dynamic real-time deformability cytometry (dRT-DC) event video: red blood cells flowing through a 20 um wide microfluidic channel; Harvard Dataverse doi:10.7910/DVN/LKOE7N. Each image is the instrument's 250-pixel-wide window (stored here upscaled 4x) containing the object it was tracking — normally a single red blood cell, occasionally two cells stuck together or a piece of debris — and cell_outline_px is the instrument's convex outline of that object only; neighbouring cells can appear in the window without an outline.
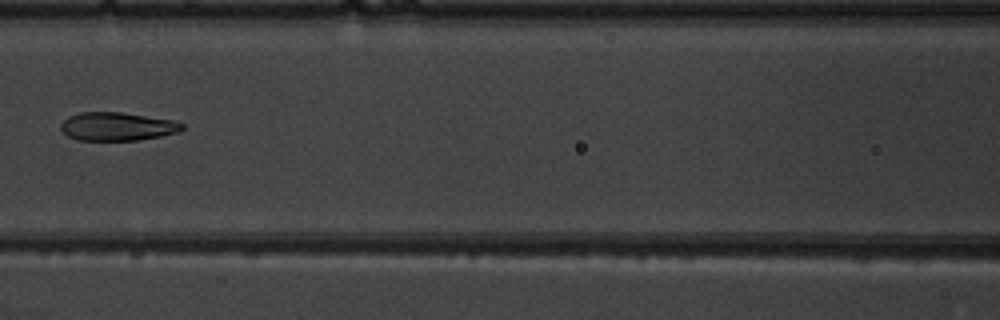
{"species": "common noctule bat (a hibernating species)", "species_latin": "Nyctalus noctula", "temperature_condition": "warm", "stored_images_in_passage": 7, "camera_frame_rate_fps": 3000, "um_per_image_px": 0.085, "animal": {"sex": "male", "body_mass_g": 19.5, "forearm_length_mm": 54.6}, "frame": {"image": 1, "passage_image": 7, "time_ms": 7.667, "image_size_px": [1000, 320], "cell_outline_px": [[184, 128], [180, 132], [160, 136], [136, 140], [76, 140], [68, 136], [60, 128], [60, 124], [68, 116], [80, 112], [120, 112], [176, 120], [184, 124]], "centroid_in_image_um": [9.98, 10.74], "position_along_channel_um": 156.6, "area_um2": 20.17}}